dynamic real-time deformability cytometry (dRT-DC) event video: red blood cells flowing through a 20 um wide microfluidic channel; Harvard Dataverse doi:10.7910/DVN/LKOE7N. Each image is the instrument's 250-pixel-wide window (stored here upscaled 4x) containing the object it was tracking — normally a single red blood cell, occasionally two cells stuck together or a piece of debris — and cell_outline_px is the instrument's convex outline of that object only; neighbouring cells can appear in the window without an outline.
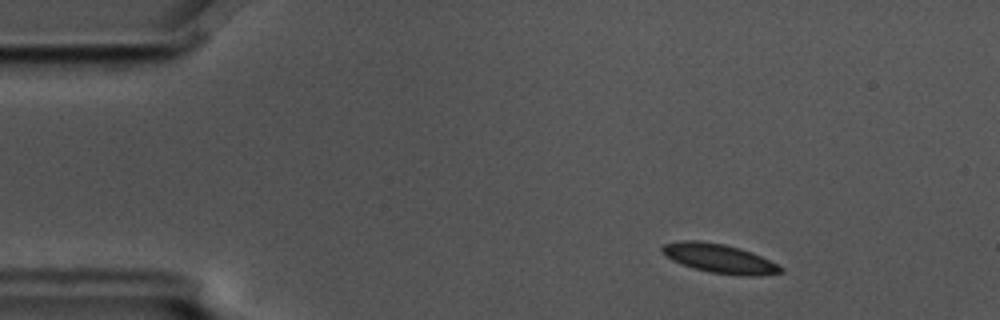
{"species": "common noctule bat (a hibernating species)", "species_latin": "Nyctalus noctula", "temperature_condition": "cold", "stored_images_in_passage": 14, "camera_frame_rate_fps": 3000, "um_per_image_px": 0.085, "animal": {"sex": "male", "body_mass_g": 17.5, "forearm_length_mm": 52.3}, "frame": {"image": 1, "passage_image": 2, "time_ms": 0.333, "image_size_px": [1000, 320], "cell_outline_px": [[784, 272], [760, 276], [740, 276], [712, 272], [692, 268], [672, 260], [660, 248], [664, 244], [680, 240], [700, 240], [724, 244], [740, 248], [752, 252], [784, 268]], "centroid_in_image_um": [61.17, 21.97], "position_along_channel_um": 23.8, "area_um2": 20.06}}
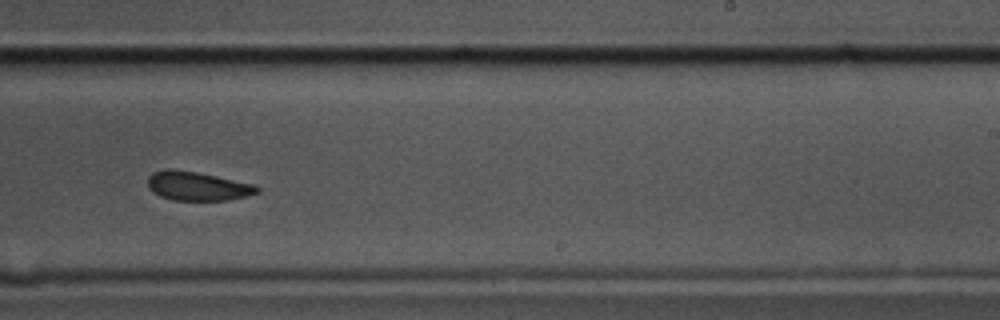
{"frame": {"image": 2, "passage_image": 9, "time_ms": 2.667, "image_size_px": [1000, 320], "cell_outline_px": [[260, 192], [228, 200], [172, 200], [160, 196], [152, 192], [148, 188], [148, 176], [152, 172], [168, 168], [172, 168], [196, 172], [256, 184], [260, 188]], "centroid_in_image_um": [16.76, 15.81], "position_along_channel_um": 272.2, "area_um2": 18.55}}
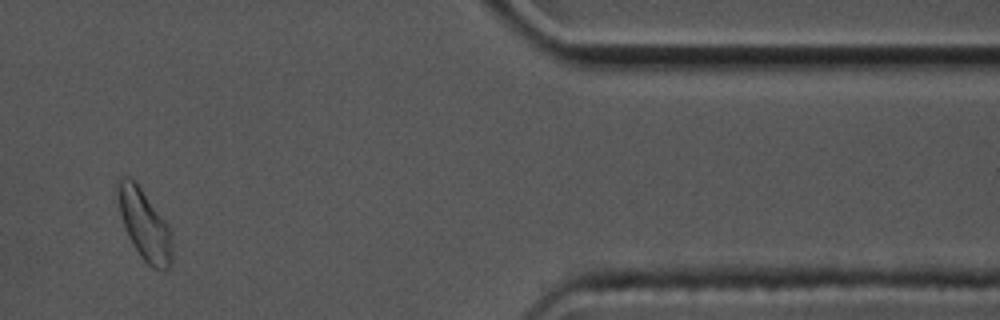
{"frame": {"image": 3, "passage_image": 13, "time_ms": 4.0, "image_size_px": [1000, 320], "cell_outline_px": [[172, 260], [168, 268], [152, 268], [140, 256], [128, 236], [120, 212], [116, 188], [120, 176], [128, 176], [140, 188], [168, 224], [172, 232]], "centroid_in_image_um": [12.29, 19.11], "position_along_channel_um": 399.1, "area_um2": 21.91}}